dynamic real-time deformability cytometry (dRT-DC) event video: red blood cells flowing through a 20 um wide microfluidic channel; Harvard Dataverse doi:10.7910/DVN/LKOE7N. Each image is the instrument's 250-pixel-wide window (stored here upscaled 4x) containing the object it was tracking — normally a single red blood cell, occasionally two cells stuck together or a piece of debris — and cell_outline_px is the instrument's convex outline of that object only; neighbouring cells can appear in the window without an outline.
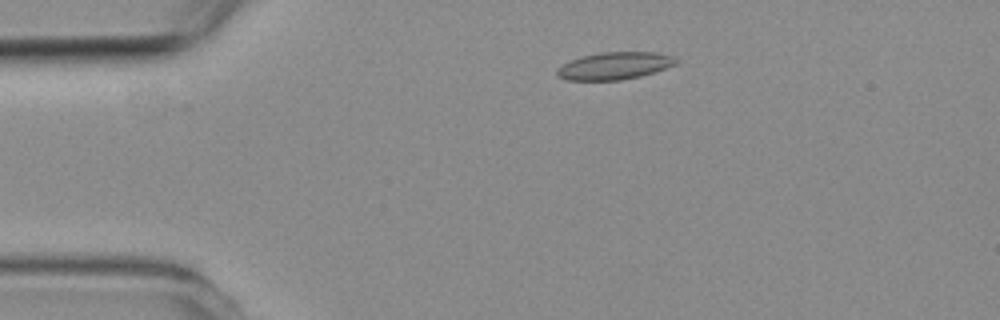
{"species": "common noctule bat (a hibernating species)", "species_latin": "Nyctalus noctula", "temperature_condition": "room temperature", "stored_images_in_passage": 3, "camera_frame_rate_fps": 3000, "um_per_image_px": 0.085, "animal": {"sex": "female", "body_mass_g": 19.3, "forearm_length_mm": 54.1}, "frame": {"image": 1, "passage_image": 1, "time_ms": 0.0, "image_size_px": [1000, 320], "cell_outline_px": [[676, 64], [640, 76], [620, 80], [568, 80], [556, 76], [556, 68], [580, 56], [600, 52], [656, 52], [672, 56], [676, 60]], "centroid_in_image_um": [52.18, 5.59], "position_along_channel_um": 32.8, "area_um2": 18.79}}
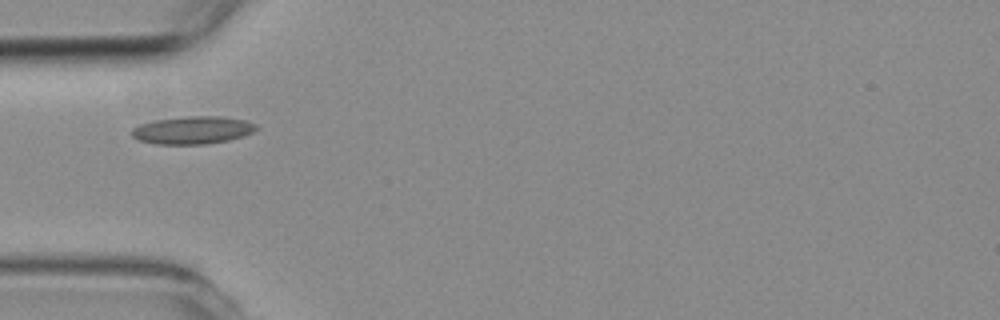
{"frame": {"image": 2, "passage_image": 3, "time_ms": 2.0, "image_size_px": [1000, 320], "cell_outline_px": [[260, 128], [252, 132], [228, 140], [204, 144], [156, 144], [136, 140], [132, 136], [132, 128], [140, 124], [156, 120], [184, 116], [224, 116], [244, 120], [256, 124]], "centroid_in_image_um": [16.36, 11.05], "position_along_channel_um": 68.6, "area_um2": 20.11}}